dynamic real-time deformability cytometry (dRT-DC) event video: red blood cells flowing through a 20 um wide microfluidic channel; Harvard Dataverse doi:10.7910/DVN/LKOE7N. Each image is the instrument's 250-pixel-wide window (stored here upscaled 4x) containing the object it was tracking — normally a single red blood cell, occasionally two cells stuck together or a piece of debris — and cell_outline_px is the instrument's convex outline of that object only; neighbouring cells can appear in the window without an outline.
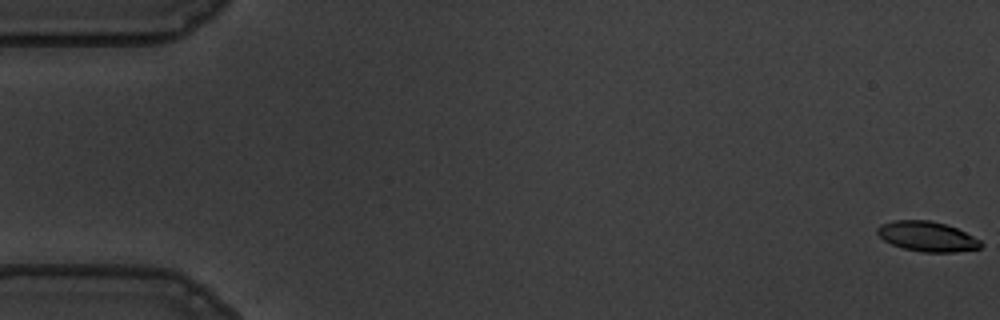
{"species": "common noctule bat (a hibernating species)", "species_latin": "Nyctalus noctula", "temperature_condition": "warm", "stored_images_in_passage": 11, "camera_frame_rate_fps": 3000, "um_per_image_px": 0.085, "animal": {"sex": "male", "body_mass_g": 19.5, "forearm_length_mm": 54.6}, "frame": {"image": 1, "passage_image": 1, "time_ms": 0.0, "image_size_px": [1000, 320], "cell_outline_px": [[984, 244], [980, 248], [956, 252], [924, 252], [904, 248], [892, 244], [884, 240], [876, 232], [876, 228], [880, 224], [892, 220], [928, 220], [944, 224], [956, 228], [980, 240]], "centroid_in_image_um": [78.79, 20.09], "position_along_channel_um": 6.2, "area_um2": 17.98}}